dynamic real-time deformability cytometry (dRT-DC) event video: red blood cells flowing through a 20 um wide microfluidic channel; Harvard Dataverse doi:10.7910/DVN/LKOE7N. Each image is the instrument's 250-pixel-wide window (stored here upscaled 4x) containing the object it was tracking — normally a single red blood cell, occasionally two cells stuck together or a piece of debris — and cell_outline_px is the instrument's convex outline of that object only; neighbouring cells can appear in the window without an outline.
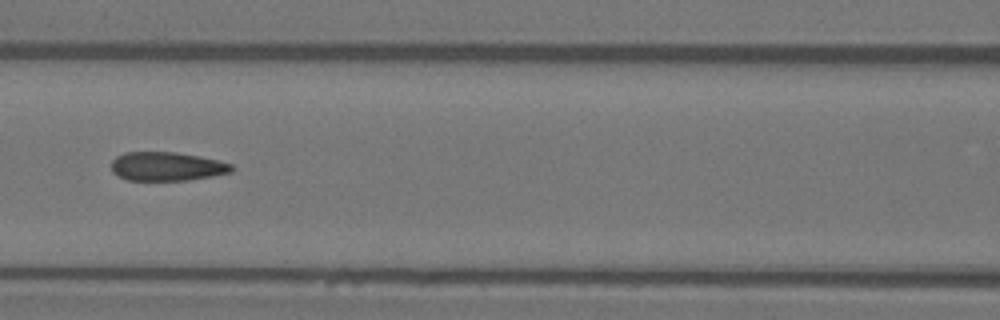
{"species": "Egyptian fruit bat (a non-hibernating species)", "species_latin": "Rousettus aegyptiacus", "temperature_condition": "warm", "stored_images_in_passage": 8, "camera_frame_rate_fps": 3000, "um_per_image_px": 0.085, "animal": {"sex": "female"}, "frame": {"image": 1, "passage_image": 7, "time_ms": 8.667, "image_size_px": [1000, 320], "cell_outline_px": [[232, 172], [212, 176], [188, 180], [128, 180], [112, 172], [112, 160], [116, 156], [124, 152], [176, 152], [200, 156], [232, 164]], "centroid_in_image_um": [14.17, 14.14], "position_along_channel_um": 152.4, "area_um2": 20.11}}
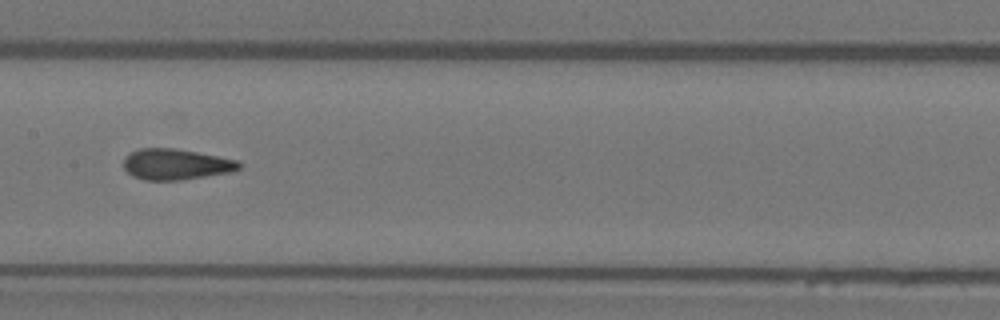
{"frame": {"image": 2, "passage_image": 8, "time_ms": 9.667, "image_size_px": [1000, 320], "cell_outline_px": [[240, 168], [232, 172], [180, 180], [144, 180], [132, 176], [124, 168], [124, 156], [140, 148], [176, 148], [236, 160], [240, 164]], "centroid_in_image_um": [14.92, 13.97], "position_along_channel_um": 192.5, "area_um2": 20.63}}